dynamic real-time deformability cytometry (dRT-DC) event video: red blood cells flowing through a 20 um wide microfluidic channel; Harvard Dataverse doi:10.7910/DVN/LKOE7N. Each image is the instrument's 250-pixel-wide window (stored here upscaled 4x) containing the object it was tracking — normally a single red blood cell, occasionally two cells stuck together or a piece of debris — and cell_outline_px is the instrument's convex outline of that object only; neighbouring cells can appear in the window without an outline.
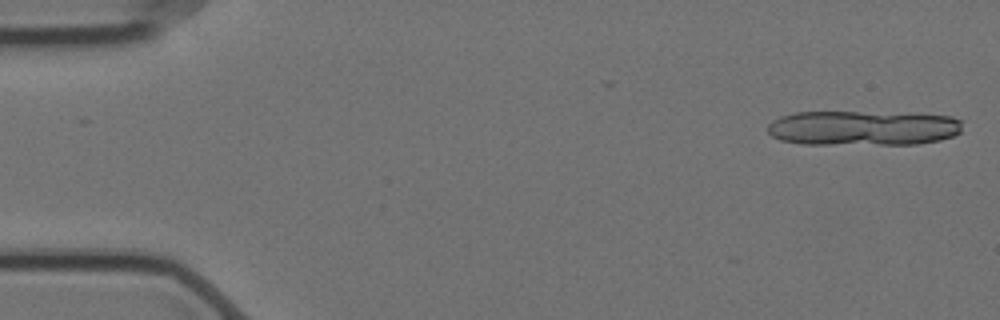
{"species": "Egyptian fruit bat (a non-hibernating species)", "species_latin": "Rousettus aegyptiacus", "temperature_condition": "cold", "stored_images_in_passage": 5, "segment_of_instrument_passage": [1, 2], "camera_frame_rate_fps": 3000, "um_per_image_px": 0.085, "animal": {"sex": "female"}, "frame": {"image": 1, "passage_image": 1, "time_ms": 0.0, "image_size_px": [1000, 320], "cell_outline_px": [[956, 132], [948, 136], [932, 140], [792, 140], [812, 112], [844, 112], [940, 116], [956, 120]], "centroid_in_image_um": [74.32, 10.79], "position_along_channel_um": 10.7, "area_um2": 28.5}}